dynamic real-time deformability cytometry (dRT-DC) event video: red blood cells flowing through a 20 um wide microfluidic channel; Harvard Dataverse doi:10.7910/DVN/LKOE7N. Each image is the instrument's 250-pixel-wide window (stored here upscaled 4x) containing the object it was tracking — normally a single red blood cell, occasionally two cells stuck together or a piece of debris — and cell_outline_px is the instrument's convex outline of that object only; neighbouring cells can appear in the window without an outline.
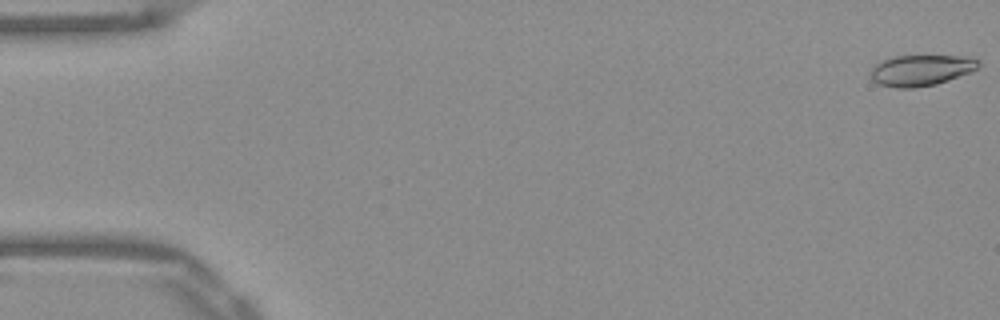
{"species": "Egyptian fruit bat (a non-hibernating species)", "species_latin": "Rousettus aegyptiacus", "temperature_condition": "warm", "stored_images_in_passage": 53, "camera_frame_rate_fps": 3000, "um_per_image_px": 0.085, "frame": {"image": 1, "passage_image": 1, "time_ms": 0.0, "image_size_px": [1000, 320], "cell_outline_px": [[980, 64], [972, 72], [936, 84], [916, 88], [896, 88], [880, 84], [872, 80], [868, 76], [872, 68], [880, 60], [892, 56], [972, 56], [980, 60]], "centroid_in_image_um": [78.28, 5.97], "position_along_channel_um": 6.7, "area_um2": 19.77}}
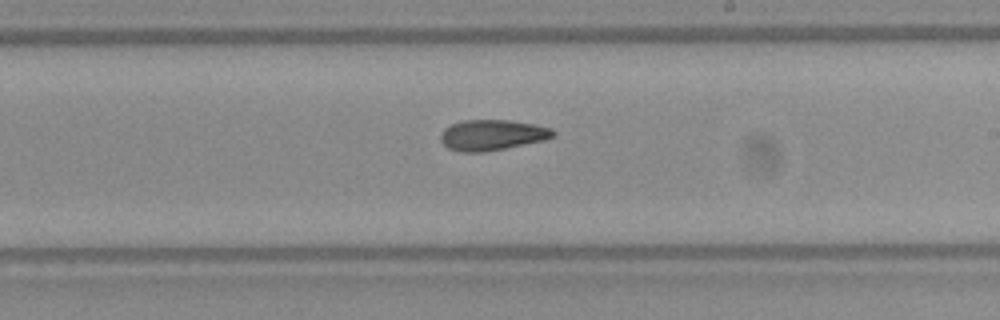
{"frame": {"image": 2, "passage_image": 31, "time_ms": 10.0, "image_size_px": [1000, 320], "cell_outline_px": [[556, 136], [544, 140], [484, 152], [460, 152], [448, 148], [440, 140], [440, 136], [444, 128], [452, 124], [464, 120], [512, 120], [536, 124], [552, 128], [556, 132]], "centroid_in_image_um": [41.86, 11.47], "position_along_channel_um": 247.1, "area_um2": 20.17}}
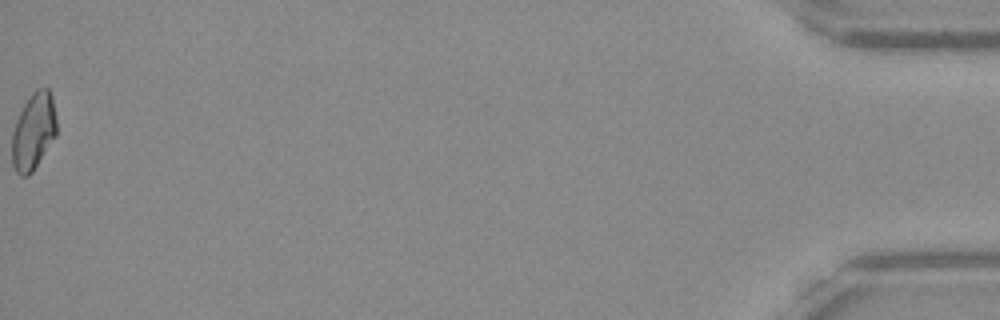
{"frame": {"image": 3, "passage_image": 53, "time_ms": 17.333, "image_size_px": [1000, 320], "cell_outline_px": [[56, 136], [32, 172], [28, 176], [20, 176], [16, 172], [12, 164], [12, 132], [16, 120], [24, 104], [32, 92], [36, 88], [48, 88], [52, 96], [56, 116]], "centroid_in_image_um": [2.84, 11.17], "position_along_channel_um": 432.4, "area_um2": 20.06}, "authors_computed_cell_mechanics": {"area_um2": 20.1722, "velocity_mm_per_s": 3.9017, "shape_relaxation_time_tau1_ms": null, "shape_relaxation_time_tau2_ms": 4.1636, "deformation_change_tau1": null, "deformation_change_tau2": 0.1101}}